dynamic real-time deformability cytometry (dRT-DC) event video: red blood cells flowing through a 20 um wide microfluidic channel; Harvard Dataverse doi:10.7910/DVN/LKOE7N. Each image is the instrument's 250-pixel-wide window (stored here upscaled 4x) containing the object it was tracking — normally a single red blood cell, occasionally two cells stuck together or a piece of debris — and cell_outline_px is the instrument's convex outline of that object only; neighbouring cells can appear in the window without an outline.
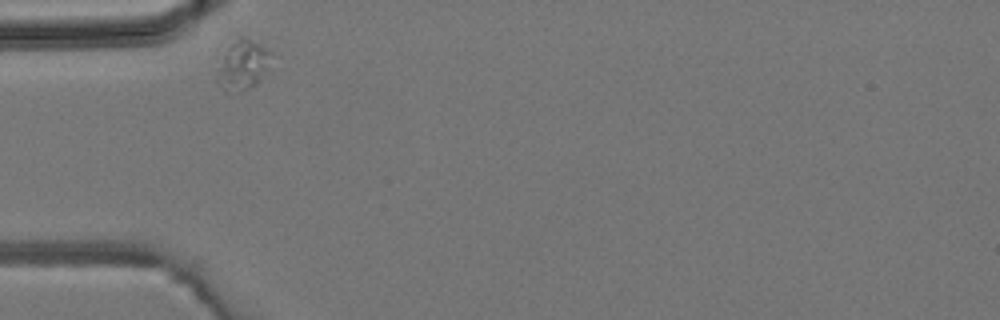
{"species": "common noctule bat (a hibernating species)", "species_latin": "Nyctalus noctula", "temperature_condition": "room temperature", "stored_images_in_passage": 5, "camera_frame_rate_fps": 3000, "um_per_image_px": 0.085, "animal": {"sex": "male", "body_mass_g": 19.2, "forearm_length_mm": 51.8}, "frame": {"image": 1, "passage_image": 1, "time_ms": 0.0, "image_size_px": [1000, 320], "cell_outline_px": [[272, 52], [260, 80], [256, 84], [240, 92], [224, 92], [216, 76], [216, 72], [224, 48], [232, 32], [244, 36]], "centroid_in_image_um": [20.53, 5.43], "position_along_channel_um": 64.5, "area_um2": 16.13}}
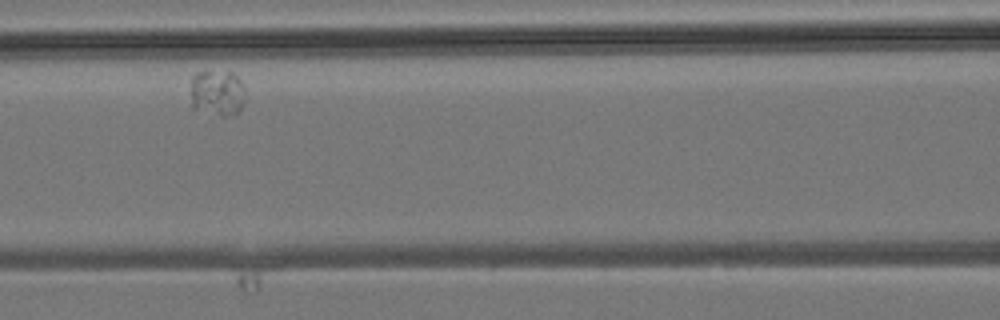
{"frame": {"image": 2, "passage_image": 3, "time_ms": 2.333, "image_size_px": [1000, 320], "cell_outline_px": [[244, 100], [240, 108], [236, 112], [224, 116], [220, 116], [192, 108], [192, 76], [196, 72], [232, 72], [244, 84]], "centroid_in_image_um": [18.47, 7.89], "position_along_channel_um": 148.1, "area_um2": 14.45}}
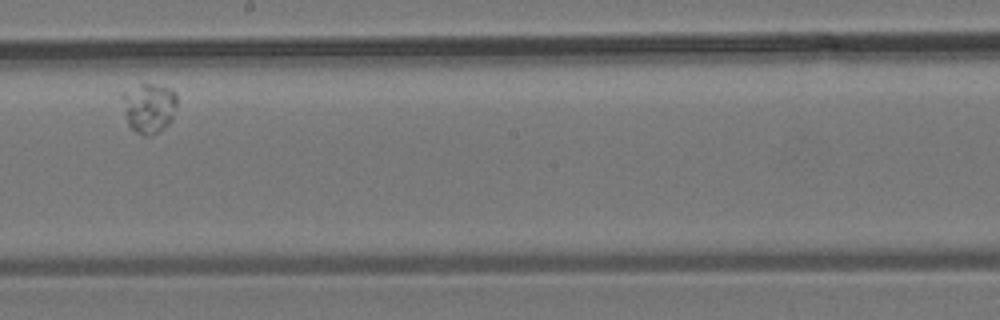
{"frame": {"image": 3, "passage_image": 5, "time_ms": 4.667, "image_size_px": [1000, 320], "cell_outline_px": [[176, 108], [172, 120], [164, 128], [156, 132], [144, 136], [128, 128], [124, 112], [120, 92], [140, 84], [152, 84], [172, 88], [176, 92]], "centroid_in_image_um": [12.63, 9.15], "position_along_channel_um": 235.6, "area_um2": 16.24}}